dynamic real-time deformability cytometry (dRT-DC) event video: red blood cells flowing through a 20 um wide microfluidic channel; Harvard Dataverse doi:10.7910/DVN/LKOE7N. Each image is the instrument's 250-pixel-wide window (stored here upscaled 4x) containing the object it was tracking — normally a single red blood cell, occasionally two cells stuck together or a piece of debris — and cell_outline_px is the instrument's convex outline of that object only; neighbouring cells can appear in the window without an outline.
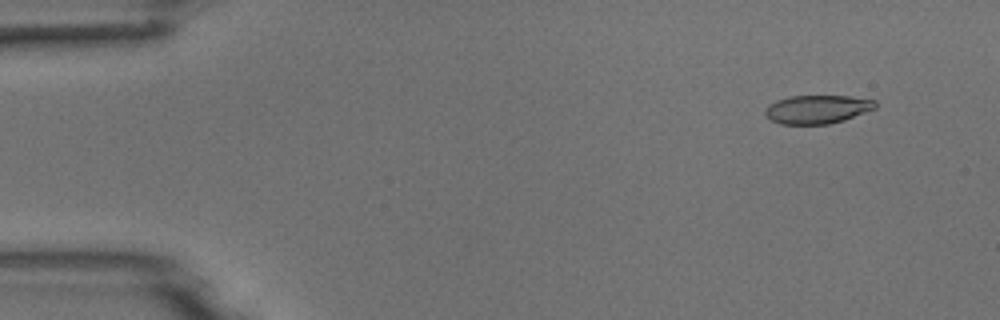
{"species": "common noctule bat (a hibernating species)", "species_latin": "Nyctalus noctula", "temperature_condition": "room temperature", "stored_images_in_passage": 5, "camera_frame_rate_fps": 3000, "um_per_image_px": 0.085, "animal": {"sex": "male", "body_mass_g": 18.8}, "frame": {"image": 1, "passage_image": 2, "time_ms": 1.0, "image_size_px": [1000, 320], "cell_outline_px": [[876, 108], [844, 120], [828, 124], [780, 124], [768, 120], [764, 112], [764, 108], [768, 104], [776, 100], [788, 96], [848, 96], [876, 100]], "centroid_in_image_um": [69.41, 9.29], "position_along_channel_um": 15.6, "area_um2": 18.5}}
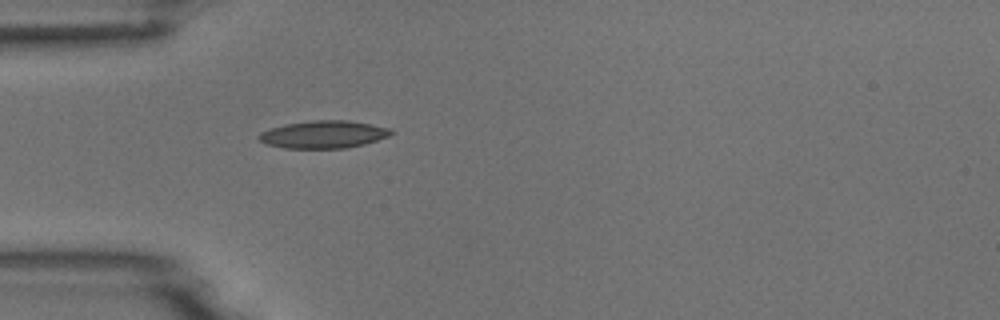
{"frame": {"image": 2, "passage_image": 5, "time_ms": 4.667, "image_size_px": [1000, 320], "cell_outline_px": [[396, 132], [388, 136], [364, 144], [344, 148], [284, 148], [268, 144], [260, 140], [256, 136], [260, 132], [268, 128], [284, 124], [312, 120], [348, 120], [392, 128]], "centroid_in_image_um": [27.49, 11.41], "position_along_channel_um": 57.5, "area_um2": 21.33}}